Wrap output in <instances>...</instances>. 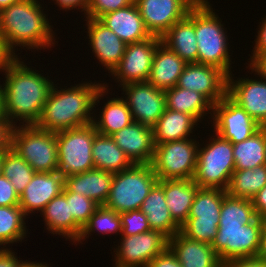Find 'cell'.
Here are the masks:
<instances>
[{"label": "cell", "mask_w": 266, "mask_h": 267, "mask_svg": "<svg viewBox=\"0 0 266 267\" xmlns=\"http://www.w3.org/2000/svg\"><path fill=\"white\" fill-rule=\"evenodd\" d=\"M40 3L39 0H20L0 11L1 38L12 57L21 54H17L20 48L41 52L46 48L51 50L58 44L55 41L57 30L52 29L48 10L44 11L45 7Z\"/></svg>", "instance_id": "obj_3"}, {"label": "cell", "mask_w": 266, "mask_h": 267, "mask_svg": "<svg viewBox=\"0 0 266 267\" xmlns=\"http://www.w3.org/2000/svg\"><path fill=\"white\" fill-rule=\"evenodd\" d=\"M1 174L9 179L16 193L20 196L31 181L35 171L14 149L9 147L4 152Z\"/></svg>", "instance_id": "obj_38"}, {"label": "cell", "mask_w": 266, "mask_h": 267, "mask_svg": "<svg viewBox=\"0 0 266 267\" xmlns=\"http://www.w3.org/2000/svg\"><path fill=\"white\" fill-rule=\"evenodd\" d=\"M147 267H182L176 255L168 247L160 255L156 256Z\"/></svg>", "instance_id": "obj_46"}, {"label": "cell", "mask_w": 266, "mask_h": 267, "mask_svg": "<svg viewBox=\"0 0 266 267\" xmlns=\"http://www.w3.org/2000/svg\"><path fill=\"white\" fill-rule=\"evenodd\" d=\"M49 1V0H48ZM54 2V4H56L58 6V8L60 7V10H62L63 12L66 11L69 12V10H73L74 11L77 9L79 12H84V17L86 18V11L89 5V0H52Z\"/></svg>", "instance_id": "obj_48"}, {"label": "cell", "mask_w": 266, "mask_h": 267, "mask_svg": "<svg viewBox=\"0 0 266 267\" xmlns=\"http://www.w3.org/2000/svg\"><path fill=\"white\" fill-rule=\"evenodd\" d=\"M64 187V177L58 171L35 172L24 192L19 196V206L26 216L41 212Z\"/></svg>", "instance_id": "obj_19"}, {"label": "cell", "mask_w": 266, "mask_h": 267, "mask_svg": "<svg viewBox=\"0 0 266 267\" xmlns=\"http://www.w3.org/2000/svg\"><path fill=\"white\" fill-rule=\"evenodd\" d=\"M82 82L64 88L54 83L35 126L56 133L92 123L104 99V81Z\"/></svg>", "instance_id": "obj_2"}, {"label": "cell", "mask_w": 266, "mask_h": 267, "mask_svg": "<svg viewBox=\"0 0 266 267\" xmlns=\"http://www.w3.org/2000/svg\"><path fill=\"white\" fill-rule=\"evenodd\" d=\"M225 190L200 188L197 190L187 221L219 222Z\"/></svg>", "instance_id": "obj_34"}, {"label": "cell", "mask_w": 266, "mask_h": 267, "mask_svg": "<svg viewBox=\"0 0 266 267\" xmlns=\"http://www.w3.org/2000/svg\"><path fill=\"white\" fill-rule=\"evenodd\" d=\"M199 186L193 179L163 180L166 204L173 220L181 227L188 219Z\"/></svg>", "instance_id": "obj_30"}, {"label": "cell", "mask_w": 266, "mask_h": 267, "mask_svg": "<svg viewBox=\"0 0 266 267\" xmlns=\"http://www.w3.org/2000/svg\"><path fill=\"white\" fill-rule=\"evenodd\" d=\"M250 66L259 73L262 77L266 79V53L258 56Z\"/></svg>", "instance_id": "obj_51"}, {"label": "cell", "mask_w": 266, "mask_h": 267, "mask_svg": "<svg viewBox=\"0 0 266 267\" xmlns=\"http://www.w3.org/2000/svg\"><path fill=\"white\" fill-rule=\"evenodd\" d=\"M265 156H266V127H265Z\"/></svg>", "instance_id": "obj_59"}, {"label": "cell", "mask_w": 266, "mask_h": 267, "mask_svg": "<svg viewBox=\"0 0 266 267\" xmlns=\"http://www.w3.org/2000/svg\"><path fill=\"white\" fill-rule=\"evenodd\" d=\"M187 63L162 42L158 45L152 62L148 83L166 91L175 87Z\"/></svg>", "instance_id": "obj_26"}, {"label": "cell", "mask_w": 266, "mask_h": 267, "mask_svg": "<svg viewBox=\"0 0 266 267\" xmlns=\"http://www.w3.org/2000/svg\"><path fill=\"white\" fill-rule=\"evenodd\" d=\"M111 138L134 164H151L155 151L153 128L133 121Z\"/></svg>", "instance_id": "obj_20"}, {"label": "cell", "mask_w": 266, "mask_h": 267, "mask_svg": "<svg viewBox=\"0 0 266 267\" xmlns=\"http://www.w3.org/2000/svg\"><path fill=\"white\" fill-rule=\"evenodd\" d=\"M198 121L190 114L165 109L153 127L154 144H163L176 140L192 138Z\"/></svg>", "instance_id": "obj_29"}, {"label": "cell", "mask_w": 266, "mask_h": 267, "mask_svg": "<svg viewBox=\"0 0 266 267\" xmlns=\"http://www.w3.org/2000/svg\"><path fill=\"white\" fill-rule=\"evenodd\" d=\"M266 185V165L235 170L226 190L233 197L251 200Z\"/></svg>", "instance_id": "obj_36"}, {"label": "cell", "mask_w": 266, "mask_h": 267, "mask_svg": "<svg viewBox=\"0 0 266 267\" xmlns=\"http://www.w3.org/2000/svg\"><path fill=\"white\" fill-rule=\"evenodd\" d=\"M88 45L102 68L110 74L121 61L127 44L99 19H84Z\"/></svg>", "instance_id": "obj_18"}, {"label": "cell", "mask_w": 266, "mask_h": 267, "mask_svg": "<svg viewBox=\"0 0 266 267\" xmlns=\"http://www.w3.org/2000/svg\"><path fill=\"white\" fill-rule=\"evenodd\" d=\"M35 172L58 171L56 133L35 125H17L11 129V144Z\"/></svg>", "instance_id": "obj_7"}, {"label": "cell", "mask_w": 266, "mask_h": 267, "mask_svg": "<svg viewBox=\"0 0 266 267\" xmlns=\"http://www.w3.org/2000/svg\"><path fill=\"white\" fill-rule=\"evenodd\" d=\"M261 22H259V25L257 28L258 31L257 34L255 35L256 39L254 40L255 42L252 45V55L249 54L250 58L247 59L249 61L246 62L247 65H250L258 56H260L263 53H266V15L265 17L261 18Z\"/></svg>", "instance_id": "obj_45"}, {"label": "cell", "mask_w": 266, "mask_h": 267, "mask_svg": "<svg viewBox=\"0 0 266 267\" xmlns=\"http://www.w3.org/2000/svg\"><path fill=\"white\" fill-rule=\"evenodd\" d=\"M12 56L9 54V52L6 50L1 34H0V66L5 63L6 61L10 60Z\"/></svg>", "instance_id": "obj_53"}, {"label": "cell", "mask_w": 266, "mask_h": 267, "mask_svg": "<svg viewBox=\"0 0 266 267\" xmlns=\"http://www.w3.org/2000/svg\"><path fill=\"white\" fill-rule=\"evenodd\" d=\"M257 218L252 201L226 194L220 211L219 224H250Z\"/></svg>", "instance_id": "obj_39"}, {"label": "cell", "mask_w": 266, "mask_h": 267, "mask_svg": "<svg viewBox=\"0 0 266 267\" xmlns=\"http://www.w3.org/2000/svg\"><path fill=\"white\" fill-rule=\"evenodd\" d=\"M140 210L146 215L151 230L159 231L168 238L181 231V227L173 220L167 207L163 180H158L153 186Z\"/></svg>", "instance_id": "obj_28"}, {"label": "cell", "mask_w": 266, "mask_h": 267, "mask_svg": "<svg viewBox=\"0 0 266 267\" xmlns=\"http://www.w3.org/2000/svg\"><path fill=\"white\" fill-rule=\"evenodd\" d=\"M3 156H4V152H0V175H1V169H2Z\"/></svg>", "instance_id": "obj_58"}, {"label": "cell", "mask_w": 266, "mask_h": 267, "mask_svg": "<svg viewBox=\"0 0 266 267\" xmlns=\"http://www.w3.org/2000/svg\"><path fill=\"white\" fill-rule=\"evenodd\" d=\"M256 216L266 219V185L251 199Z\"/></svg>", "instance_id": "obj_50"}, {"label": "cell", "mask_w": 266, "mask_h": 267, "mask_svg": "<svg viewBox=\"0 0 266 267\" xmlns=\"http://www.w3.org/2000/svg\"><path fill=\"white\" fill-rule=\"evenodd\" d=\"M120 88L133 121L153 128L166 109L165 92L148 82L128 83Z\"/></svg>", "instance_id": "obj_14"}, {"label": "cell", "mask_w": 266, "mask_h": 267, "mask_svg": "<svg viewBox=\"0 0 266 267\" xmlns=\"http://www.w3.org/2000/svg\"><path fill=\"white\" fill-rule=\"evenodd\" d=\"M263 219L250 224H219L212 247L222 263L259 253Z\"/></svg>", "instance_id": "obj_10"}, {"label": "cell", "mask_w": 266, "mask_h": 267, "mask_svg": "<svg viewBox=\"0 0 266 267\" xmlns=\"http://www.w3.org/2000/svg\"><path fill=\"white\" fill-rule=\"evenodd\" d=\"M21 57H12L0 66V74L5 75L4 114L12 126L19 122V125H35L54 84L53 79L28 66Z\"/></svg>", "instance_id": "obj_1"}, {"label": "cell", "mask_w": 266, "mask_h": 267, "mask_svg": "<svg viewBox=\"0 0 266 267\" xmlns=\"http://www.w3.org/2000/svg\"><path fill=\"white\" fill-rule=\"evenodd\" d=\"M99 20L126 44L140 42L151 37L135 2L127 7L104 14Z\"/></svg>", "instance_id": "obj_22"}, {"label": "cell", "mask_w": 266, "mask_h": 267, "mask_svg": "<svg viewBox=\"0 0 266 267\" xmlns=\"http://www.w3.org/2000/svg\"><path fill=\"white\" fill-rule=\"evenodd\" d=\"M107 84L108 83L106 82L103 83L104 96L106 99L108 98L107 102L102 101V103H104L103 107L97 108V110L102 109L98 112V115L97 113H94L92 123L98 133L111 136L122 128L130 125L133 122V117L129 107L122 97L115 95L116 97L114 96L112 98V92L109 91L112 87L110 88L109 84ZM109 94L111 95V98Z\"/></svg>", "instance_id": "obj_25"}, {"label": "cell", "mask_w": 266, "mask_h": 267, "mask_svg": "<svg viewBox=\"0 0 266 267\" xmlns=\"http://www.w3.org/2000/svg\"><path fill=\"white\" fill-rule=\"evenodd\" d=\"M24 267H51L49 266V264H47V262H35V261H27L26 264L24 265Z\"/></svg>", "instance_id": "obj_55"}, {"label": "cell", "mask_w": 266, "mask_h": 267, "mask_svg": "<svg viewBox=\"0 0 266 267\" xmlns=\"http://www.w3.org/2000/svg\"><path fill=\"white\" fill-rule=\"evenodd\" d=\"M62 192L66 196L70 213L73 215L75 222L83 229L99 205L84 195L68 191L65 187H63Z\"/></svg>", "instance_id": "obj_40"}, {"label": "cell", "mask_w": 266, "mask_h": 267, "mask_svg": "<svg viewBox=\"0 0 266 267\" xmlns=\"http://www.w3.org/2000/svg\"><path fill=\"white\" fill-rule=\"evenodd\" d=\"M211 126L213 131L232 144L242 142L261 126L228 94L213 105Z\"/></svg>", "instance_id": "obj_12"}, {"label": "cell", "mask_w": 266, "mask_h": 267, "mask_svg": "<svg viewBox=\"0 0 266 267\" xmlns=\"http://www.w3.org/2000/svg\"><path fill=\"white\" fill-rule=\"evenodd\" d=\"M0 82V119H6L4 114L3 84Z\"/></svg>", "instance_id": "obj_54"}, {"label": "cell", "mask_w": 266, "mask_h": 267, "mask_svg": "<svg viewBox=\"0 0 266 267\" xmlns=\"http://www.w3.org/2000/svg\"><path fill=\"white\" fill-rule=\"evenodd\" d=\"M20 0H0V11L2 9L8 8L10 5L18 2Z\"/></svg>", "instance_id": "obj_56"}, {"label": "cell", "mask_w": 266, "mask_h": 267, "mask_svg": "<svg viewBox=\"0 0 266 267\" xmlns=\"http://www.w3.org/2000/svg\"><path fill=\"white\" fill-rule=\"evenodd\" d=\"M95 232L102 236H110L111 234H119V236H121L122 226L119 213H116L114 210H110L103 205L99 206L90 217L88 223L83 227L82 232L74 245H82L83 241L88 239L89 236L93 235Z\"/></svg>", "instance_id": "obj_37"}, {"label": "cell", "mask_w": 266, "mask_h": 267, "mask_svg": "<svg viewBox=\"0 0 266 267\" xmlns=\"http://www.w3.org/2000/svg\"><path fill=\"white\" fill-rule=\"evenodd\" d=\"M151 36L161 38L195 5L190 0H134Z\"/></svg>", "instance_id": "obj_16"}, {"label": "cell", "mask_w": 266, "mask_h": 267, "mask_svg": "<svg viewBox=\"0 0 266 267\" xmlns=\"http://www.w3.org/2000/svg\"><path fill=\"white\" fill-rule=\"evenodd\" d=\"M246 68L249 71L251 70V75L255 72L254 76L256 78L242 76L235 79L236 77L231 73L228 76L227 94L261 127H266V79L250 65L246 66Z\"/></svg>", "instance_id": "obj_15"}, {"label": "cell", "mask_w": 266, "mask_h": 267, "mask_svg": "<svg viewBox=\"0 0 266 267\" xmlns=\"http://www.w3.org/2000/svg\"><path fill=\"white\" fill-rule=\"evenodd\" d=\"M96 133L93 123L56 132L58 172L63 177L95 168L92 146Z\"/></svg>", "instance_id": "obj_8"}, {"label": "cell", "mask_w": 266, "mask_h": 267, "mask_svg": "<svg viewBox=\"0 0 266 267\" xmlns=\"http://www.w3.org/2000/svg\"><path fill=\"white\" fill-rule=\"evenodd\" d=\"M27 217L20 206H0V248L28 238ZM7 245V246H6Z\"/></svg>", "instance_id": "obj_35"}, {"label": "cell", "mask_w": 266, "mask_h": 267, "mask_svg": "<svg viewBox=\"0 0 266 267\" xmlns=\"http://www.w3.org/2000/svg\"><path fill=\"white\" fill-rule=\"evenodd\" d=\"M213 134L208 141H204L205 143L199 142L193 180L200 188L226 191L231 175L235 171L233 145L215 132Z\"/></svg>", "instance_id": "obj_5"}, {"label": "cell", "mask_w": 266, "mask_h": 267, "mask_svg": "<svg viewBox=\"0 0 266 267\" xmlns=\"http://www.w3.org/2000/svg\"><path fill=\"white\" fill-rule=\"evenodd\" d=\"M176 86L199 92L215 105L227 94L228 75L215 66L187 63Z\"/></svg>", "instance_id": "obj_17"}, {"label": "cell", "mask_w": 266, "mask_h": 267, "mask_svg": "<svg viewBox=\"0 0 266 267\" xmlns=\"http://www.w3.org/2000/svg\"><path fill=\"white\" fill-rule=\"evenodd\" d=\"M161 41L186 63H197L198 46L195 36V5L188 15L176 22L162 37Z\"/></svg>", "instance_id": "obj_24"}, {"label": "cell", "mask_w": 266, "mask_h": 267, "mask_svg": "<svg viewBox=\"0 0 266 267\" xmlns=\"http://www.w3.org/2000/svg\"><path fill=\"white\" fill-rule=\"evenodd\" d=\"M134 0H89L86 18L99 19L104 14L129 6Z\"/></svg>", "instance_id": "obj_43"}, {"label": "cell", "mask_w": 266, "mask_h": 267, "mask_svg": "<svg viewBox=\"0 0 266 267\" xmlns=\"http://www.w3.org/2000/svg\"><path fill=\"white\" fill-rule=\"evenodd\" d=\"M222 267H266V260L258 256L239 258L222 263Z\"/></svg>", "instance_id": "obj_49"}, {"label": "cell", "mask_w": 266, "mask_h": 267, "mask_svg": "<svg viewBox=\"0 0 266 267\" xmlns=\"http://www.w3.org/2000/svg\"><path fill=\"white\" fill-rule=\"evenodd\" d=\"M161 42V38L151 36L146 40L127 44L121 61L108 76H112L119 87L128 83L147 82L155 51Z\"/></svg>", "instance_id": "obj_13"}, {"label": "cell", "mask_w": 266, "mask_h": 267, "mask_svg": "<svg viewBox=\"0 0 266 267\" xmlns=\"http://www.w3.org/2000/svg\"><path fill=\"white\" fill-rule=\"evenodd\" d=\"M13 251V248H0V267H24L28 260H20Z\"/></svg>", "instance_id": "obj_47"}, {"label": "cell", "mask_w": 266, "mask_h": 267, "mask_svg": "<svg viewBox=\"0 0 266 267\" xmlns=\"http://www.w3.org/2000/svg\"><path fill=\"white\" fill-rule=\"evenodd\" d=\"M119 216L122 226L121 236H133L151 230L146 215L140 209L121 212Z\"/></svg>", "instance_id": "obj_42"}, {"label": "cell", "mask_w": 266, "mask_h": 267, "mask_svg": "<svg viewBox=\"0 0 266 267\" xmlns=\"http://www.w3.org/2000/svg\"><path fill=\"white\" fill-rule=\"evenodd\" d=\"M199 141L194 137L155 145L151 166L158 180L193 179Z\"/></svg>", "instance_id": "obj_9"}, {"label": "cell", "mask_w": 266, "mask_h": 267, "mask_svg": "<svg viewBox=\"0 0 266 267\" xmlns=\"http://www.w3.org/2000/svg\"><path fill=\"white\" fill-rule=\"evenodd\" d=\"M115 246L113 267H147L151 260L169 247V238L159 231L150 230L133 236H121Z\"/></svg>", "instance_id": "obj_11"}, {"label": "cell", "mask_w": 266, "mask_h": 267, "mask_svg": "<svg viewBox=\"0 0 266 267\" xmlns=\"http://www.w3.org/2000/svg\"><path fill=\"white\" fill-rule=\"evenodd\" d=\"M92 157L95 169L111 173H118L134 164L124 151L116 145L111 136L102 135L98 132L93 140Z\"/></svg>", "instance_id": "obj_32"}, {"label": "cell", "mask_w": 266, "mask_h": 267, "mask_svg": "<svg viewBox=\"0 0 266 267\" xmlns=\"http://www.w3.org/2000/svg\"><path fill=\"white\" fill-rule=\"evenodd\" d=\"M212 7V4L195 5L197 63L218 67L229 76L233 69L229 36L224 22Z\"/></svg>", "instance_id": "obj_4"}, {"label": "cell", "mask_w": 266, "mask_h": 267, "mask_svg": "<svg viewBox=\"0 0 266 267\" xmlns=\"http://www.w3.org/2000/svg\"><path fill=\"white\" fill-rule=\"evenodd\" d=\"M191 2H193L195 5L198 4H210L209 0H190Z\"/></svg>", "instance_id": "obj_57"}, {"label": "cell", "mask_w": 266, "mask_h": 267, "mask_svg": "<svg viewBox=\"0 0 266 267\" xmlns=\"http://www.w3.org/2000/svg\"><path fill=\"white\" fill-rule=\"evenodd\" d=\"M114 173L92 169L83 173L64 177V187L94 200L99 206L104 205L111 188Z\"/></svg>", "instance_id": "obj_27"}, {"label": "cell", "mask_w": 266, "mask_h": 267, "mask_svg": "<svg viewBox=\"0 0 266 267\" xmlns=\"http://www.w3.org/2000/svg\"><path fill=\"white\" fill-rule=\"evenodd\" d=\"M219 222L186 221L181 233L187 238L212 245L217 235Z\"/></svg>", "instance_id": "obj_41"}, {"label": "cell", "mask_w": 266, "mask_h": 267, "mask_svg": "<svg viewBox=\"0 0 266 267\" xmlns=\"http://www.w3.org/2000/svg\"><path fill=\"white\" fill-rule=\"evenodd\" d=\"M158 182L151 164H133L114 173L104 207L116 213L139 210L150 190Z\"/></svg>", "instance_id": "obj_6"}, {"label": "cell", "mask_w": 266, "mask_h": 267, "mask_svg": "<svg viewBox=\"0 0 266 267\" xmlns=\"http://www.w3.org/2000/svg\"><path fill=\"white\" fill-rule=\"evenodd\" d=\"M232 145L235 170L254 169L266 164L265 127H261L246 140Z\"/></svg>", "instance_id": "obj_33"}, {"label": "cell", "mask_w": 266, "mask_h": 267, "mask_svg": "<svg viewBox=\"0 0 266 267\" xmlns=\"http://www.w3.org/2000/svg\"><path fill=\"white\" fill-rule=\"evenodd\" d=\"M0 206H19V195L8 178L0 175Z\"/></svg>", "instance_id": "obj_44"}, {"label": "cell", "mask_w": 266, "mask_h": 267, "mask_svg": "<svg viewBox=\"0 0 266 267\" xmlns=\"http://www.w3.org/2000/svg\"><path fill=\"white\" fill-rule=\"evenodd\" d=\"M169 248L182 267H222L219 256L210 244L191 240L181 232L169 238Z\"/></svg>", "instance_id": "obj_23"}, {"label": "cell", "mask_w": 266, "mask_h": 267, "mask_svg": "<svg viewBox=\"0 0 266 267\" xmlns=\"http://www.w3.org/2000/svg\"><path fill=\"white\" fill-rule=\"evenodd\" d=\"M263 260H266V219H263V225L261 230L260 249L257 255Z\"/></svg>", "instance_id": "obj_52"}, {"label": "cell", "mask_w": 266, "mask_h": 267, "mask_svg": "<svg viewBox=\"0 0 266 267\" xmlns=\"http://www.w3.org/2000/svg\"><path fill=\"white\" fill-rule=\"evenodd\" d=\"M44 220V227L48 234L62 236L64 239L74 244L82 228L75 222L73 215L70 213L69 203L63 192L53 198L46 207L40 212Z\"/></svg>", "instance_id": "obj_21"}, {"label": "cell", "mask_w": 266, "mask_h": 267, "mask_svg": "<svg viewBox=\"0 0 266 267\" xmlns=\"http://www.w3.org/2000/svg\"><path fill=\"white\" fill-rule=\"evenodd\" d=\"M164 92L166 109L190 114L199 123L203 121L207 114H210L208 118L210 122L212 121L213 104L201 93L177 86Z\"/></svg>", "instance_id": "obj_31"}]
</instances>
